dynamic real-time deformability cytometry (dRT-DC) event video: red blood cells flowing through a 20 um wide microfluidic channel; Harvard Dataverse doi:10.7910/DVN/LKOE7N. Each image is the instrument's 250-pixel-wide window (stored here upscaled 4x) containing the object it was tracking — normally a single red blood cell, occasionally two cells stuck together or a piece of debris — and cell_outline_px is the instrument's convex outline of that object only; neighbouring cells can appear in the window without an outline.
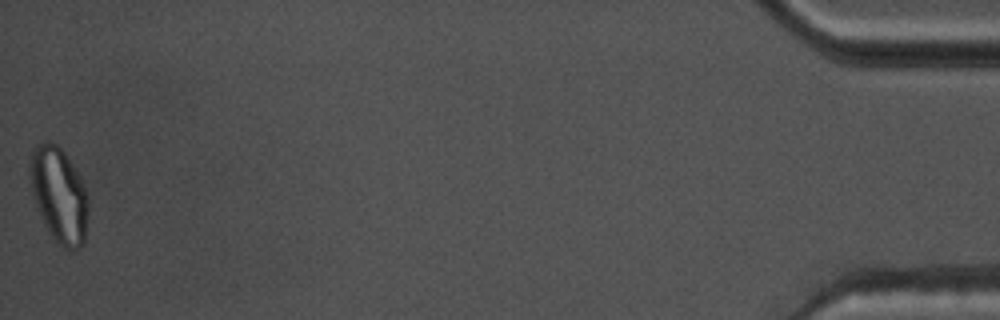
{"species": "common noctule bat (a hibernating species)", "species_latin": "Nyctalus noctula", "temperature_condition": "warm", "stored_images_in_passage": 43, "camera_frame_rate_fps": 3000, "um_per_image_px": 0.085, "animal": {"sex": "male", "body_mass_g": 17.5, "forearm_length_mm": 52.3}, "frame": {"image": 1, "passage_image": 43, "time_ms": 14.0, "image_size_px": [1000, 320], "cell_outline_px": [[88, 212], [84, 244], [80, 248], [64, 248], [48, 232], [36, 204], [32, 188], [32, 152], [36, 144], [40, 140], [52, 140], [64, 152], [80, 176], [88, 196]], "centroid_in_image_um": [5.06, 16.55], "position_along_channel_um": 430.1, "area_um2": 31.79}, "authors_computed_cell_mechanics": {"area_um2": 22.9466, "velocity_mm_per_s": 3.6901, "shape_relaxation_time_tau1_ms": null, "shape_relaxation_time_tau2_ms": 0.8772, "deformation_change_tau1": null, "deformation_change_tau2": 0.0579}}